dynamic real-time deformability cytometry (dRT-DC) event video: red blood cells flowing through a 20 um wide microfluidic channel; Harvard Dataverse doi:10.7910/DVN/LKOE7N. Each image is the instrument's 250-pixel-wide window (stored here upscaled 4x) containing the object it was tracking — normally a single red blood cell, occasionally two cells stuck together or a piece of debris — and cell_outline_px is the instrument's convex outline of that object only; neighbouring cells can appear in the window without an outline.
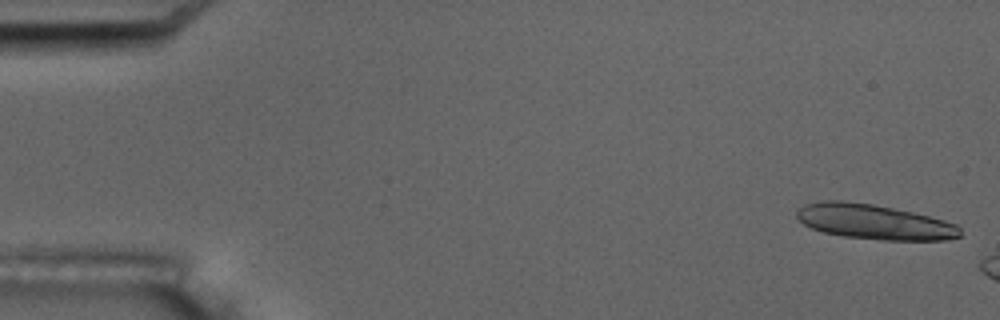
{"species": "common noctule bat (a hibernating species)", "species_latin": "Nyctalus noctula", "temperature_condition": "room temperature", "stored_images_in_passage": 3, "camera_frame_rate_fps": 3000, "um_per_image_px": 0.085, "animal": {"sex": "male", "body_mass_g": 17.5, "forearm_length_mm": 52.3}, "frame": {"image": 1, "passage_image": 1, "time_ms": 0.0, "image_size_px": [1000, 320], "cell_outline_px": [[960, 236], [944, 240], [880, 240], [844, 236], [824, 232], [812, 228], [804, 224], [796, 216], [796, 212], [804, 204], [824, 200], [840, 200], [872, 204], [912, 212], [944, 220], [956, 224], [960, 228]], "centroid_in_image_um": [74.29, 18.85], "position_along_channel_um": 10.7, "area_um2": 33.06}}